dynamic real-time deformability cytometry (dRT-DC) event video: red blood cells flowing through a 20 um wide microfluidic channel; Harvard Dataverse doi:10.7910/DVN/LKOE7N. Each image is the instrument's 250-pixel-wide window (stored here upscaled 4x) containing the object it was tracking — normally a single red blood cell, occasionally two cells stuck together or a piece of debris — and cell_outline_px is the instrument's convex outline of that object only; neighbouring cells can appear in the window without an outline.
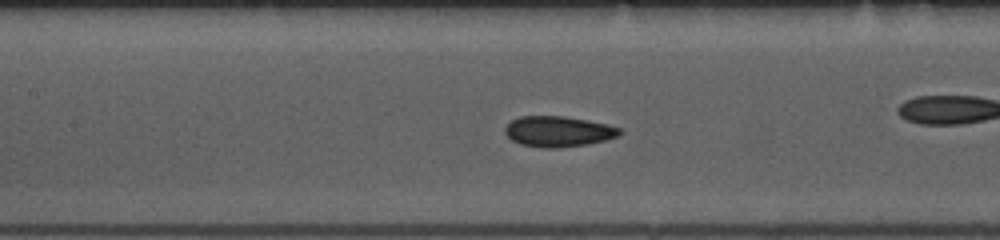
{"species": "common noctule bat (a hibernating species)", "species_latin": "Nyctalus noctula", "temperature_condition": "room temperature", "stored_images_in_passage": 54, "camera_frame_rate_fps": 3000, "um_per_image_px": 0.085, "animal": {"sex": "female", "body_mass_g": 10.0, "forearm_length_mm": 53.1}, "frame": {"image": 1, "passage_image": 24, "time_ms": 7.667, "image_size_px": [1000, 240], "cell_outline_px": [[624, 132], [620, 136], [588, 144], [560, 148], [544, 148], [520, 144], [512, 140], [504, 132], [504, 128], [512, 120], [520, 116], [564, 116], [588, 120], [608, 124], [620, 128]], "centroid_in_image_um": [47.48, 11.17], "position_along_channel_um": 159.9, "area_um2": 20.63}, "authors_computed_cell_mechanics": {"area_um2": 20.0277, "velocity_mm_per_s": 3.7411, "shape_relaxation_time_tau1_ms": 6.6577, "shape_relaxation_time_tau2_ms": 3.7716, "deformation_change_tau1": 0.1156, "deformation_change_tau2": 0.0683}}